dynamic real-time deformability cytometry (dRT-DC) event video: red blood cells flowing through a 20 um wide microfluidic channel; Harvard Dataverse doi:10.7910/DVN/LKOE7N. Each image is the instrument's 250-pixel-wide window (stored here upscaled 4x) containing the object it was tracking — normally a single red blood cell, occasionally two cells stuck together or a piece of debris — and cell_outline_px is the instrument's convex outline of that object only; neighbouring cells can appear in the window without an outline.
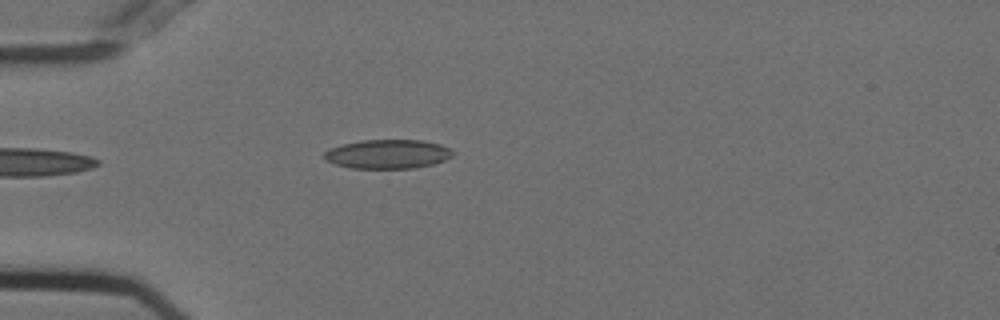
{"species": "Egyptian fruit bat (a non-hibernating species)", "species_latin": "Rousettus aegyptiacus", "temperature_condition": "cold", "stored_images_in_passage": 34, "camera_frame_rate_fps": 3000, "um_per_image_px": 0.085, "animal": {"sex": "female"}, "frame": {"image": 1, "passage_image": 1, "time_ms": 0.0, "image_size_px": [1000, 320], "cell_outline_px": [[456, 152], [452, 156], [444, 160], [432, 164], [416, 168], [352, 168], [336, 164], [324, 160], [324, 152], [332, 148], [344, 144], [360, 140], [424, 140], [440, 144]], "centroid_in_image_um": [32.98, 13.09], "position_along_channel_um": 52.0, "area_um2": 21.73}}
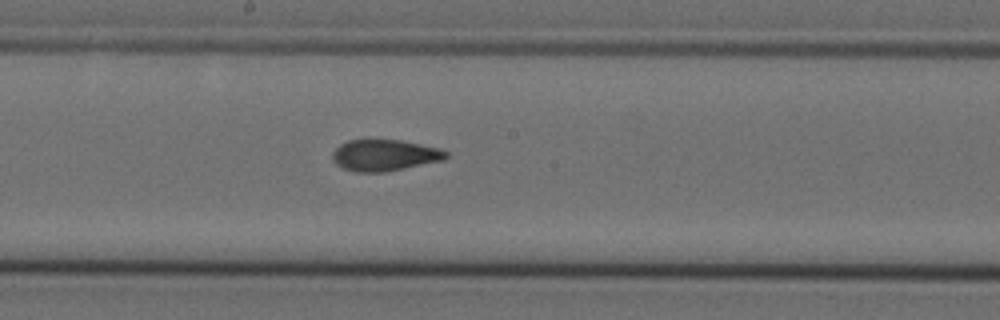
{"frame": {"image": 2, "passage_image": 15, "time_ms": 4.667, "image_size_px": [1000, 320], "cell_outline_px": [[448, 156], [444, 160], [384, 172], [356, 172], [344, 168], [336, 164], [332, 160], [332, 152], [340, 144], [348, 140], [400, 140], [440, 148], [448, 152]], "centroid_in_image_um": [32.69, 13.19], "position_along_channel_um": 215.5, "area_um2": 20.69}}
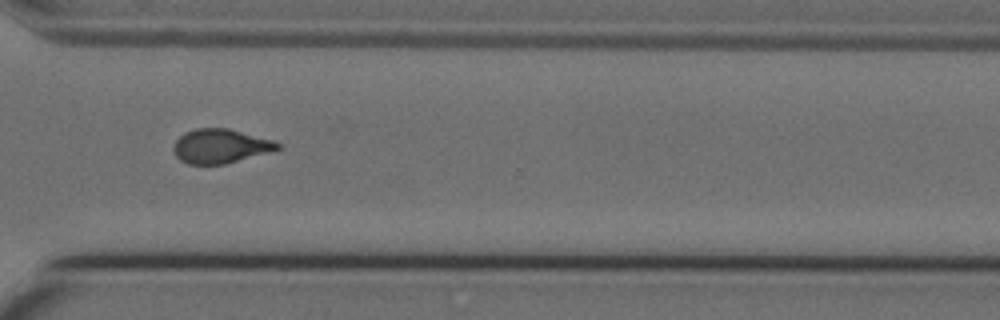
{"frame": {"image": 3, "passage_image": 26, "time_ms": 8.333, "image_size_px": [1000, 320], "cell_outline_px": [[284, 148], [224, 164], [188, 164], [180, 160], [176, 156], [172, 148], [176, 140], [184, 132], [196, 128], [228, 128], [272, 140], [280, 144]], "centroid_in_image_um": [18.72, 12.42], "position_along_channel_um": 351.9, "area_um2": 20.69}, "authors_computed_cell_mechanics": {"area_um2": 21.097, "velocity_mm_per_s": 3.7447, "shape_relaxation_time_tau1_ms": null, "shape_relaxation_time_tau2_ms": 1.6971, "deformation_change_tau1": null, "deformation_change_tau2": 0.0905}}